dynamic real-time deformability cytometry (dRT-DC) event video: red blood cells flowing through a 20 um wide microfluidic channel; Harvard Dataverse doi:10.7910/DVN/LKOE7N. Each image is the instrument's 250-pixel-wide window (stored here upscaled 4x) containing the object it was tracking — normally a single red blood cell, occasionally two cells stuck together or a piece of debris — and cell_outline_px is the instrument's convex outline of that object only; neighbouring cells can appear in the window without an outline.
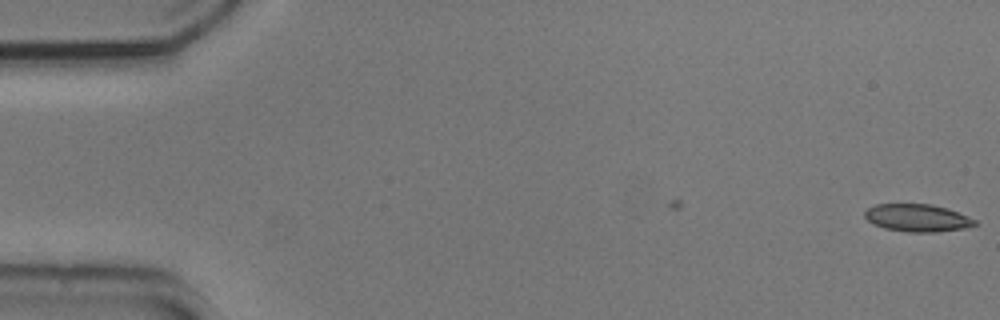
{"species": "common noctule bat (a hibernating species)", "species_latin": "Nyctalus noctula", "temperature_condition": "cold", "stored_images_in_passage": 5, "camera_frame_rate_fps": 3000, "um_per_image_px": 0.085, "animal": {"sex": "male", "body_mass_g": 20.5, "forearm_length_mm": 52.5}, "frame": {"image": 1, "passage_image": 5, "time_ms": 1.333, "image_size_px": [1000, 320], "cell_outline_px": [[976, 224], [964, 228], [936, 232], [908, 232], [884, 228], [872, 224], [864, 216], [864, 212], [868, 208], [876, 204], [932, 204], [948, 208], [968, 216], [976, 220]], "centroid_in_image_um": [77.96, 18.51], "position_along_channel_um": 7.0, "area_um2": 17.69}}